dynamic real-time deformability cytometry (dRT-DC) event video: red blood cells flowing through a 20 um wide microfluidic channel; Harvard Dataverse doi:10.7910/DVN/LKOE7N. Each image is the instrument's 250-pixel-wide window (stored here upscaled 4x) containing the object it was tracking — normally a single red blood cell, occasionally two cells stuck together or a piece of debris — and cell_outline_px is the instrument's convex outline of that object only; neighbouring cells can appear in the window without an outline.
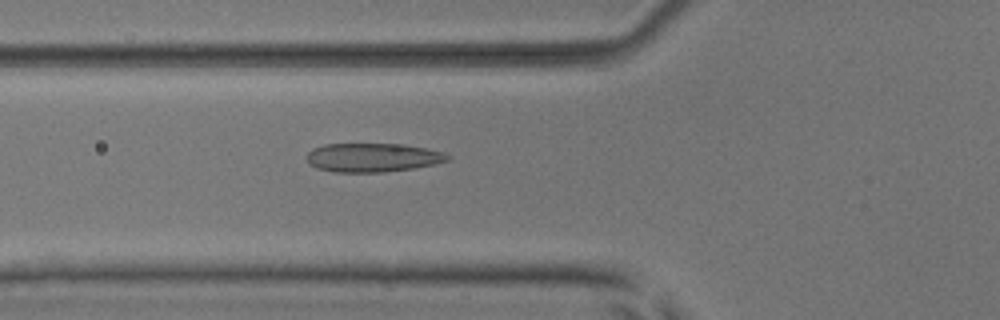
{"species": "common noctule bat (a hibernating species)", "species_latin": "Nyctalus noctula", "temperature_condition": "room temperature", "stored_images_in_passage": 53, "camera_frame_rate_fps": 3000, "um_per_image_px": 0.085, "animal": {"sex": "male", "body_mass_g": 17.9, "forearm_length_mm": 54.2}, "frame": {"image": 1, "passage_image": 20, "time_ms": 6.333, "image_size_px": [1000, 320], "cell_outline_px": [[452, 156], [448, 160], [436, 164], [416, 168], [384, 172], [332, 172], [316, 168], [304, 156], [312, 148], [324, 144], [404, 144], [444, 152]], "centroid_in_image_um": [31.68, 13.39], "position_along_channel_um": 94.1, "area_um2": 23.87}}
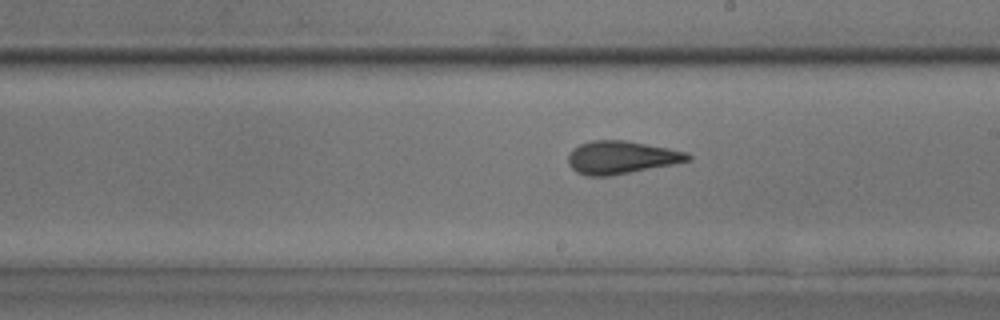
{"frame": {"image": 2, "passage_image": 31, "time_ms": 10.0, "image_size_px": [1000, 320], "cell_outline_px": [[692, 160], [612, 176], [588, 176], [576, 172], [568, 164], [568, 152], [572, 148], [580, 144], [592, 140], [624, 140], [668, 148], [688, 152], [692, 156]], "centroid_in_image_um": [52.78, 13.38], "position_along_channel_um": 236.2, "area_um2": 23.06}}
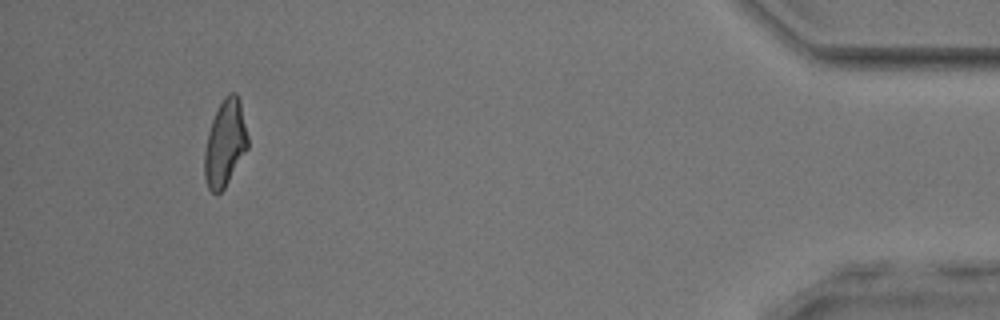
{"frame": {"image": 3, "passage_image": 50, "time_ms": 16.333, "image_size_px": [1000, 320], "cell_outline_px": [[248, 148], [224, 188], [216, 196], [208, 188], [204, 176], [204, 152], [208, 132], [212, 120], [224, 96], [228, 92], [236, 92], [240, 100], [248, 136]], "centroid_in_image_um": [19.13, 12.17], "position_along_channel_um": 416.1, "area_um2": 21.85}, "authors_computed_cell_mechanics": {"area_um2": 22.831, "velocity_mm_per_s": 3.8795, "shape_relaxation_time_tau1_ms": 6.6026, "shape_relaxation_time_tau2_ms": 1.6071, "deformation_change_tau1": 0.1783, "deformation_change_tau2": 0.0927}}